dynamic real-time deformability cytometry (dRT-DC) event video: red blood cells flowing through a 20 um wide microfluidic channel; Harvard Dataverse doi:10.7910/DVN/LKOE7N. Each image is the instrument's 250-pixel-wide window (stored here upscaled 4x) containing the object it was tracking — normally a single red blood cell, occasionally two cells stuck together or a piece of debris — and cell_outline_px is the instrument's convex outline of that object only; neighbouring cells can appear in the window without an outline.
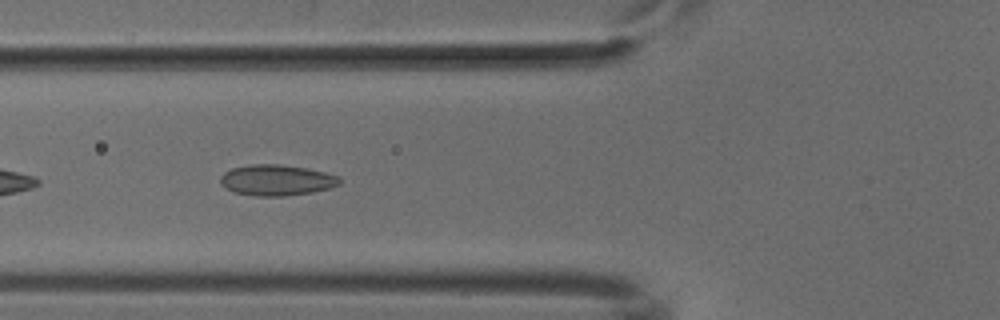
{"species": "common noctule bat (a hibernating species)", "species_latin": "Nyctalus noctula", "temperature_condition": "cold", "stored_images_in_passage": 34, "camera_frame_rate_fps": 3000, "um_per_image_px": 0.085, "animal": {"sex": "male", "body_mass_g": 18.8}, "frame": {"image": 1, "passage_image": 5, "time_ms": 1.333, "image_size_px": [1000, 320], "cell_outline_px": [[340, 184], [328, 188], [312, 192], [284, 196], [256, 196], [236, 192], [220, 184], [220, 176], [224, 172], [232, 168], [252, 164], [280, 164], [308, 168], [340, 176]], "centroid_in_image_um": [23.52, 15.3], "position_along_channel_um": 102.3, "area_um2": 21.39}}
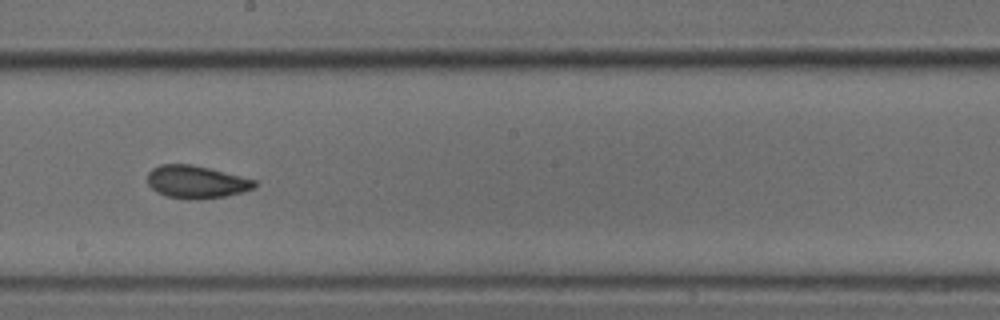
{"frame": {"image": 2, "passage_image": 15, "time_ms": 4.667, "image_size_px": [1000, 320], "cell_outline_px": [[256, 188], [224, 196], [196, 200], [188, 200], [168, 196], [156, 192], [148, 184], [148, 172], [152, 168], [160, 164], [192, 164], [256, 180]], "centroid_in_image_um": [16.66, 15.46], "position_along_channel_um": 231.5, "area_um2": 20.35}}
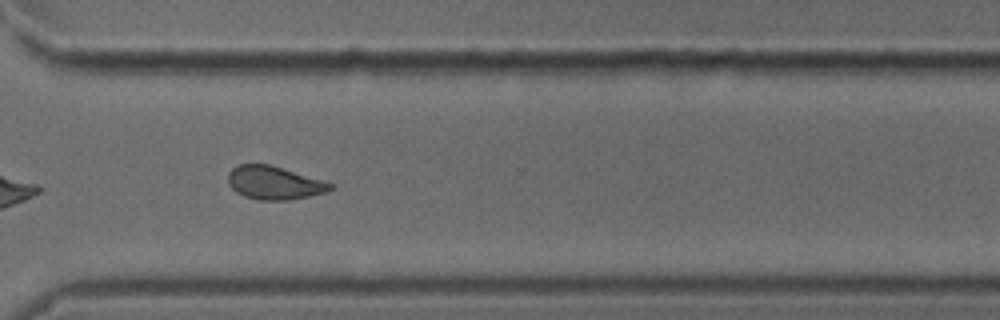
{"frame": {"image": 3, "passage_image": 24, "time_ms": 7.667, "image_size_px": [1000, 320], "cell_outline_px": [[332, 188], [324, 192], [308, 196], [288, 200], [260, 200], [244, 196], [236, 192], [228, 184], [228, 172], [232, 168], [240, 164], [268, 164], [320, 180], [332, 184]], "centroid_in_image_um": [23.22, 15.54], "position_along_channel_um": 347.4, "area_um2": 19.36}}